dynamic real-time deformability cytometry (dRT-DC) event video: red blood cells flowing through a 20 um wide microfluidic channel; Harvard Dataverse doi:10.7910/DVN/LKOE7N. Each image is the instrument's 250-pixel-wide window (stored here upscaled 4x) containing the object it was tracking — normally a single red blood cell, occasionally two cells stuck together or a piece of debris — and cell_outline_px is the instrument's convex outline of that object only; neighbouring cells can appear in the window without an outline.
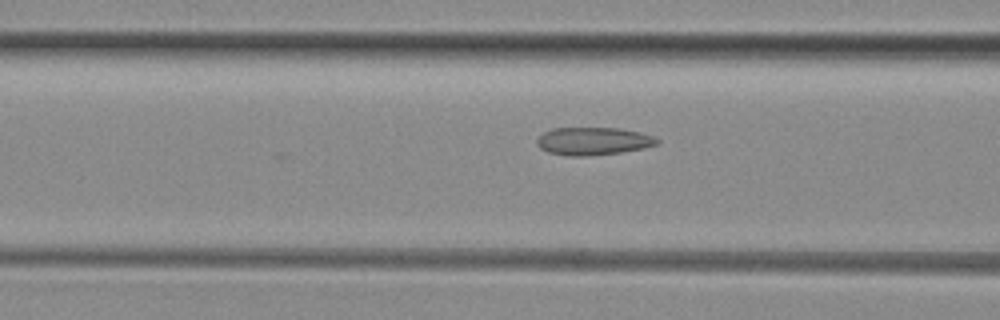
{"species": "common noctule bat (a hibernating species)", "species_latin": "Nyctalus noctula", "temperature_condition": "room temperature", "stored_images_in_passage": 27, "camera_frame_rate_fps": 3000, "um_per_image_px": 0.085, "animal": {"sex": "female", "body_mass_g": 29.2, "forearm_length_mm": 56.3}, "frame": {"image": 1, "passage_image": 6, "time_ms": 1.667, "image_size_px": [1000, 320], "cell_outline_px": [[660, 140], [656, 144], [644, 148], [620, 152], [584, 156], [568, 156], [548, 152], [540, 148], [536, 144], [536, 140], [544, 132], [552, 128], [620, 128], [640, 132], [652, 136]], "centroid_in_image_um": [50.4, 11.99], "position_along_channel_um": 116.2, "area_um2": 19.36}}
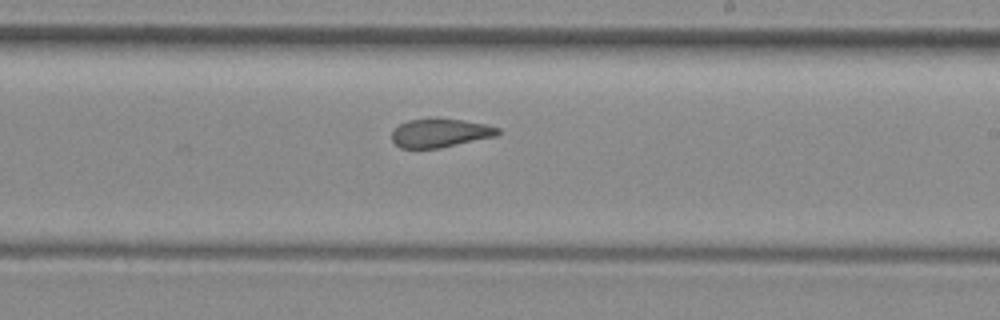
{"frame": {"image": 2, "passage_image": 16, "time_ms": 5.0, "image_size_px": [1000, 320], "cell_outline_px": [[500, 132], [496, 136], [440, 148], [400, 148], [392, 140], [392, 132], [400, 124], [408, 120], [432, 116], [436, 116], [464, 120], [484, 124], [500, 128]], "centroid_in_image_um": [37.4, 11.27], "position_along_channel_um": 251.6, "area_um2": 18.09}}
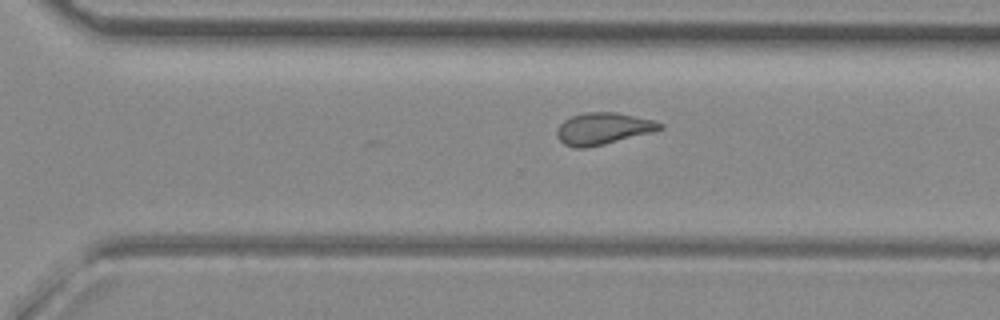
{"frame": {"image": 3, "passage_image": 21, "time_ms": 6.667, "image_size_px": [1000, 320], "cell_outline_px": [[664, 128], [652, 132], [604, 144], [584, 148], [576, 148], [564, 144], [556, 136], [556, 132], [560, 124], [564, 120], [572, 116], [584, 112], [616, 112], [652, 120], [664, 124]], "centroid_in_image_um": [51.25, 10.93], "position_along_channel_um": 319.4, "area_um2": 18.96}, "authors_computed_cell_mechanics": {"area_um2": 18.3804, "velocity_mm_per_s": 4.0752, "shape_relaxation_time_tau1_ms": null, "shape_relaxation_time_tau2_ms": 2.5574, "deformation_change_tau1": null, "deformation_change_tau2": 0.0931}}